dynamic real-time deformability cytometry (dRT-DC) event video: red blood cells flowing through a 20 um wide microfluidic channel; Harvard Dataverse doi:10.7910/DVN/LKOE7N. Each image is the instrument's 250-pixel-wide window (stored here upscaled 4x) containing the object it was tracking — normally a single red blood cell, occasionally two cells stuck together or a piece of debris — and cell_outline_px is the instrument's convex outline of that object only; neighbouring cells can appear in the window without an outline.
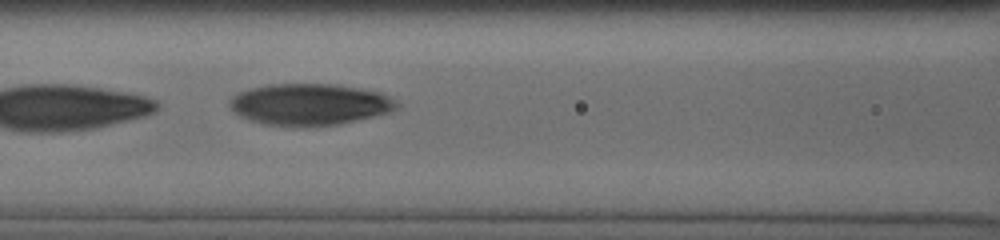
{"species": "human", "species_latin": "Homo sapiens", "temperature_condition": "cold", "stored_images_in_passage": 27, "camera_frame_rate_fps": 3000, "um_per_image_px": 0.085, "donor": {"sex": "male"}, "frame": {"image": 1, "passage_image": 11, "time_ms": 8.333, "image_size_px": [1000, 240], "cell_outline_px": [[396, 108], [388, 112], [340, 124], [264, 124], [248, 120], [232, 112], [228, 108], [228, 100], [232, 96], [240, 92], [252, 88], [268, 84], [332, 84], [380, 92], [388, 96], [396, 104]], "centroid_in_image_um": [26.22, 8.85], "position_along_channel_um": 140.4, "area_um2": 39.48}}
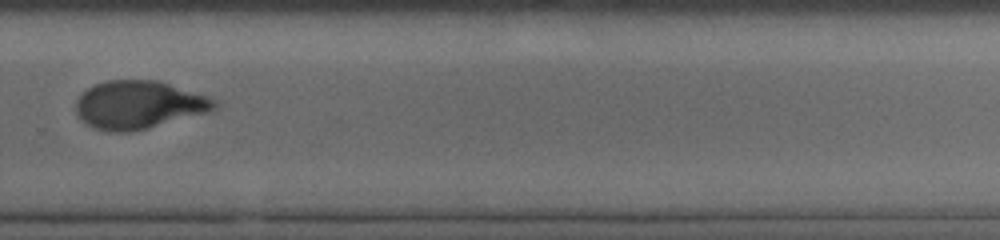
{"frame": {"image": 2, "passage_image": 19, "time_ms": 13.0, "image_size_px": [1000, 240], "cell_outline_px": [[220, 104], [216, 108], [204, 112], [144, 128], [128, 132], [116, 132], [96, 128], [88, 124], [76, 112], [76, 100], [88, 88], [96, 84], [108, 80], [160, 80], [208, 96], [216, 100]], "centroid_in_image_um": [11.8, 8.87], "position_along_channel_um": 318.0, "area_um2": 37.97}}
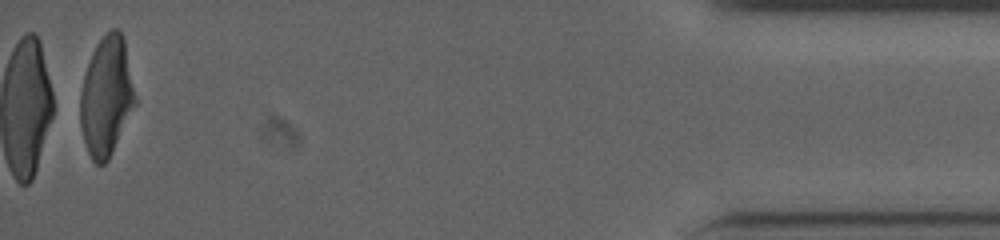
{"frame": {"image": 3, "passage_image": 27, "time_ms": 17.667, "image_size_px": [1000, 240], "cell_outline_px": [[136, 104], [108, 160], [104, 164], [96, 164], [92, 160], [88, 152], [80, 128], [80, 92], [84, 76], [92, 52], [96, 44], [112, 28], [116, 28], [120, 32], [124, 40], [136, 96]], "centroid_in_image_um": [9.04, 8.21], "position_along_channel_um": 426.2, "area_um2": 37.86}, "authors_computed_cell_mechanics": {"area_um2": 40.46, "velocity_mm_per_s": 3.8253, "shape_relaxation_time_tau1_ms": 4.385, "shape_relaxation_time_tau2_ms": 1.1176, "deformation_change_tau1": 0.1549, "deformation_change_tau2": 0.057}}